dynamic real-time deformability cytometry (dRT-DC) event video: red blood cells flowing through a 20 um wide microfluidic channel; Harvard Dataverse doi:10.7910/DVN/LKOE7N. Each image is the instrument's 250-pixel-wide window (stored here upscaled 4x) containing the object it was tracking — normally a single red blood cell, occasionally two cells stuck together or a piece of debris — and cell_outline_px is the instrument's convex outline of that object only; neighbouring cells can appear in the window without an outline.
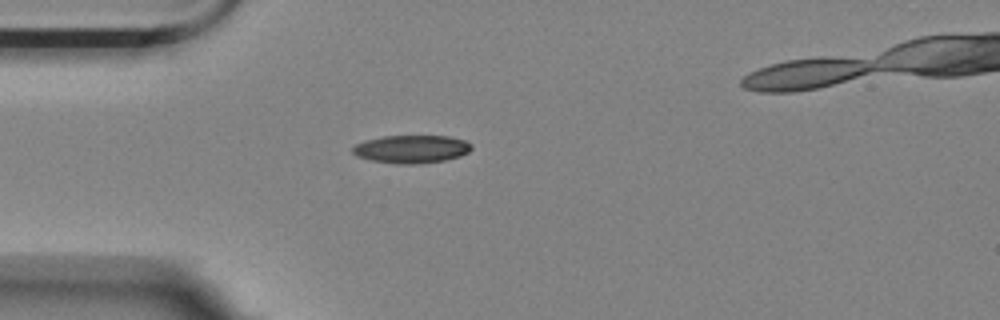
{"species": "Egyptian fruit bat (a non-hibernating species)", "species_latin": "Rousettus aegyptiacus", "temperature_condition": "room temperature", "stored_images_in_passage": 2, "camera_frame_rate_fps": 3000, "um_per_image_px": 0.085, "animal": {"sex": "female"}, "frame": {"image": 1, "passage_image": 1, "time_ms": 0.0, "image_size_px": [1000, 320], "cell_outline_px": [[472, 148], [468, 152], [460, 156], [444, 160], [420, 164], [396, 164], [372, 160], [356, 156], [352, 152], [352, 148], [356, 144], [364, 140], [384, 136], [448, 136], [464, 140], [472, 144]], "centroid_in_image_um": [34.97, 12.67], "position_along_channel_um": 50.0, "area_um2": 19.42}}